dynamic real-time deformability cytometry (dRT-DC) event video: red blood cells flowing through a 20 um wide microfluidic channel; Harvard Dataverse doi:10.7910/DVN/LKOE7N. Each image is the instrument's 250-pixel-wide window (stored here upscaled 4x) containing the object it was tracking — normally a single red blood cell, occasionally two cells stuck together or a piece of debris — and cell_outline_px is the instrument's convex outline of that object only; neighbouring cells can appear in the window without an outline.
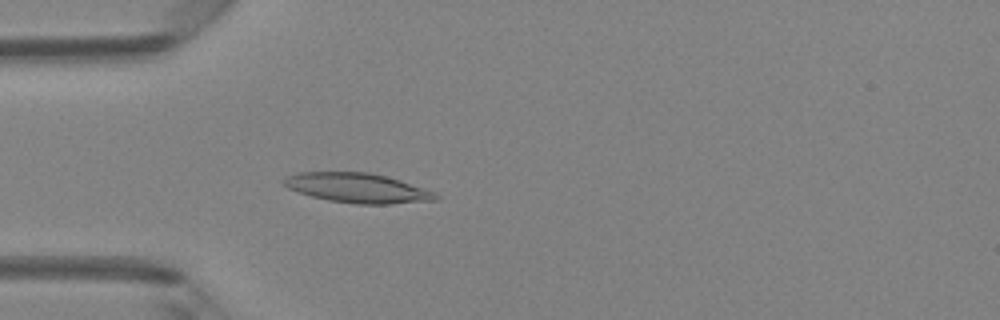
{"species": "Egyptian fruit bat (a non-hibernating species)", "species_latin": "Rousettus aegyptiacus", "temperature_condition": "room temperature", "stored_images_in_passage": 48, "camera_frame_rate_fps": 3000, "um_per_image_px": 0.085, "animal": {"sex": "female"}, "frame": {"image": 1, "passage_image": 14, "time_ms": 4.333, "image_size_px": [1000, 320], "cell_outline_px": [[440, 200], [388, 204], [356, 204], [328, 200], [296, 192], [288, 188], [280, 180], [284, 176], [296, 172], [368, 172], [400, 180], [436, 192], [440, 196]], "centroid_in_image_um": [30.37, 15.98], "position_along_channel_um": 54.6, "area_um2": 26.47}}
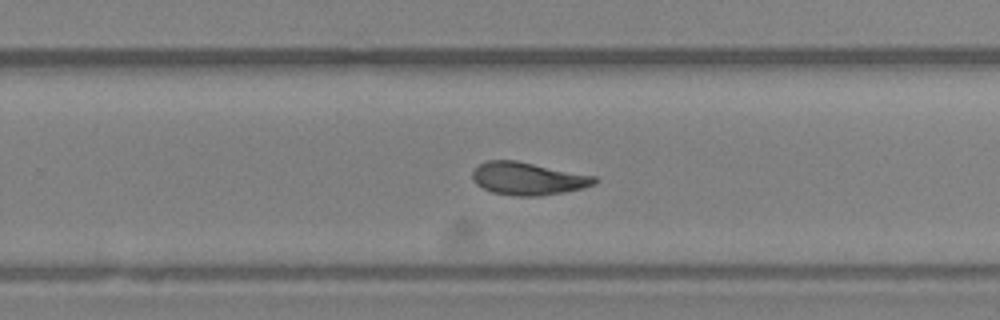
{"frame": {"image": 2, "passage_image": 31, "time_ms": 10.0, "image_size_px": [1000, 320], "cell_outline_px": [[600, 180], [596, 184], [580, 188], [540, 196], [516, 196], [492, 192], [476, 184], [472, 180], [472, 172], [484, 160], [516, 160], [596, 176]], "centroid_in_image_um": [44.87, 15.17], "position_along_channel_um": 284.9, "area_um2": 23.24}}
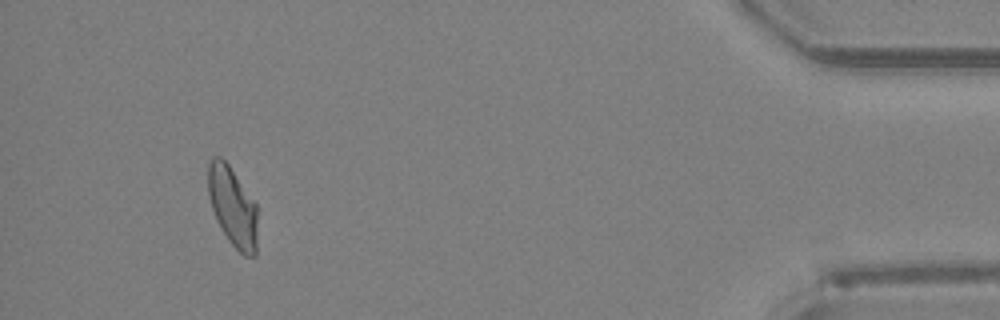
{"frame": {"image": 3, "passage_image": 45, "time_ms": 14.667, "image_size_px": [1000, 320], "cell_outline_px": [[256, 256], [244, 256], [228, 240], [216, 220], [208, 196], [208, 164], [212, 156], [220, 156], [228, 164], [256, 204]], "centroid_in_image_um": [19.75, 17.56], "position_along_channel_um": 415.4, "area_um2": 22.72}, "authors_computed_cell_mechanics": {"area_um2": 23.6113, "velocity_mm_per_s": 4.196, "shape_relaxation_time_tau1_ms": 6.3432, "shape_relaxation_time_tau2_ms": 2.6147, "deformation_change_tau1": 0.1771, "deformation_change_tau2": 0.1067}}